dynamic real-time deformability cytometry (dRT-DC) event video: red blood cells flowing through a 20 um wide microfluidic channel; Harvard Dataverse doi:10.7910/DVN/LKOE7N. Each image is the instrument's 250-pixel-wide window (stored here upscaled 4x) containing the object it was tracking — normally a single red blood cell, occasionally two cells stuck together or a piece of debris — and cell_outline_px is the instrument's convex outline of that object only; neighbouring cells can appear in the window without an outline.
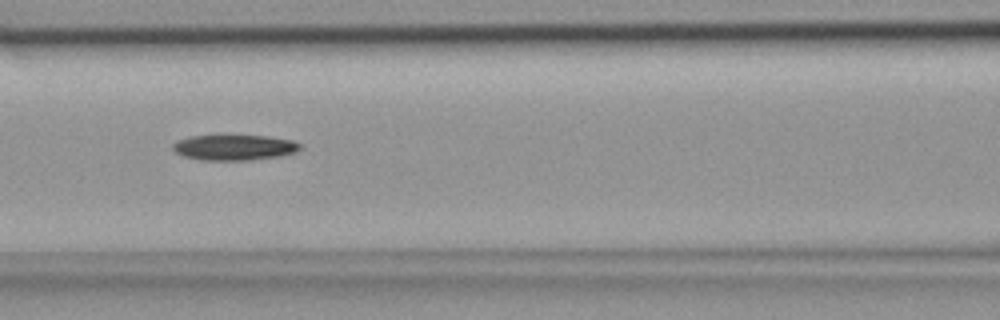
{"species": "common noctule bat (a hibernating species)", "species_latin": "Nyctalus noctula", "temperature_condition": "room temperature", "stored_images_in_passage": 7, "camera_frame_rate_fps": 3000, "um_per_image_px": 0.085, "animal": {"sex": "female", "body_mass_g": 18.4}, "frame": {"image": 1, "passage_image": 6, "time_ms": 1.667, "image_size_px": [1000, 320], "cell_outline_px": [[300, 148], [296, 152], [280, 156], [252, 160], [200, 160], [184, 156], [176, 152], [172, 148], [172, 144], [176, 140], [192, 136], [264, 136], [292, 140], [300, 144]], "centroid_in_image_um": [19.89, 12.54], "position_along_channel_um": 146.7, "area_um2": 18.79}}
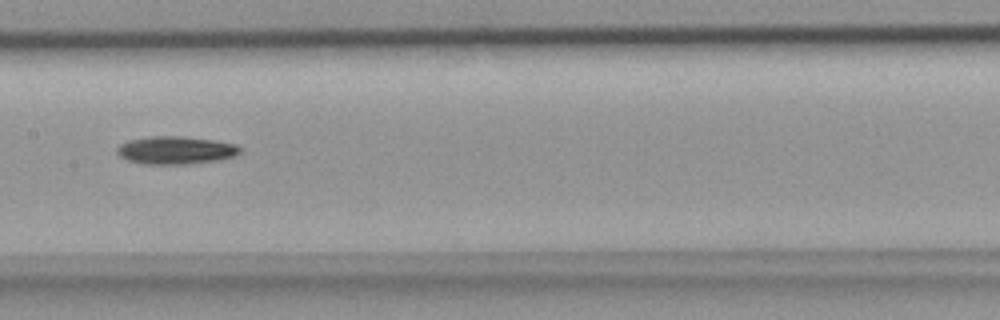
{"frame": {"image": 2, "passage_image": 7, "time_ms": 2.0, "image_size_px": [1000, 320], "cell_outline_px": [[240, 152], [236, 156], [220, 160], [188, 164], [144, 164], [128, 160], [120, 156], [116, 152], [116, 148], [120, 144], [128, 140], [148, 136], [184, 136], [212, 140], [236, 144], [240, 148]], "centroid_in_image_um": [14.93, 12.77], "position_along_channel_um": 192.5, "area_um2": 20.11}}